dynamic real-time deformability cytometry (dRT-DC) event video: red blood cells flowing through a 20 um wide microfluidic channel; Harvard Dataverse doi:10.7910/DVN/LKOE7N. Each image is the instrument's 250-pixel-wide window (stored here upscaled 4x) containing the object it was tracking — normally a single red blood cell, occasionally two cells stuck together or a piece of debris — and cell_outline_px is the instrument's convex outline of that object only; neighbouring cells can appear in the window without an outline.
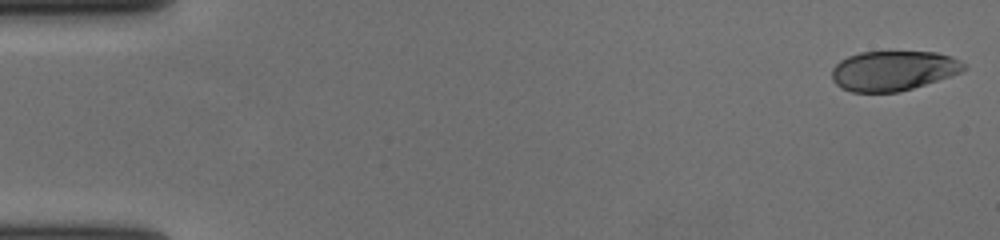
{"species": "human", "species_latin": "Homo sapiens", "temperature_condition": "cold", "stored_images_in_passage": 57, "camera_frame_rate_fps": 3000, "um_per_image_px": 0.085, "donor": {"sex": "female"}, "frame": {"image": 1, "passage_image": 1, "time_ms": 0.0, "image_size_px": [1000, 240], "cell_outline_px": [[968, 68], [960, 72], [900, 92], [852, 92], [840, 88], [832, 80], [832, 68], [840, 60], [848, 56], [860, 52], [936, 52], [952, 56], [960, 60]], "centroid_in_image_um": [75.89, 6.01], "position_along_channel_um": 9.1, "area_um2": 30.58}}
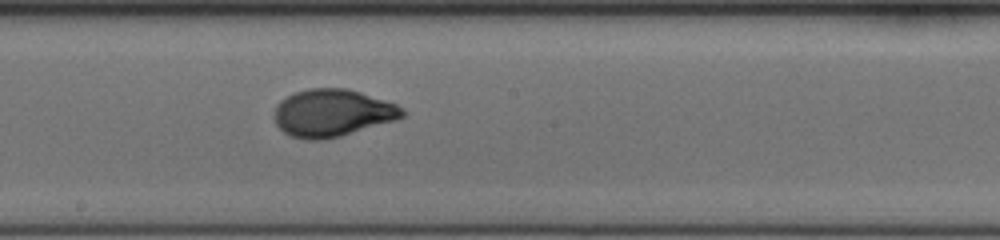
{"frame": {"image": 2, "passage_image": 32, "time_ms": 10.333, "image_size_px": [1000, 240], "cell_outline_px": [[408, 112], [404, 116], [396, 120], [340, 136], [324, 140], [304, 140], [292, 136], [284, 132], [276, 124], [272, 116], [276, 104], [280, 100], [296, 92], [308, 88], [344, 88], [360, 92], [396, 104], [404, 108]], "centroid_in_image_um": [28.24, 9.61], "position_along_channel_um": 220.0, "area_um2": 35.55}}
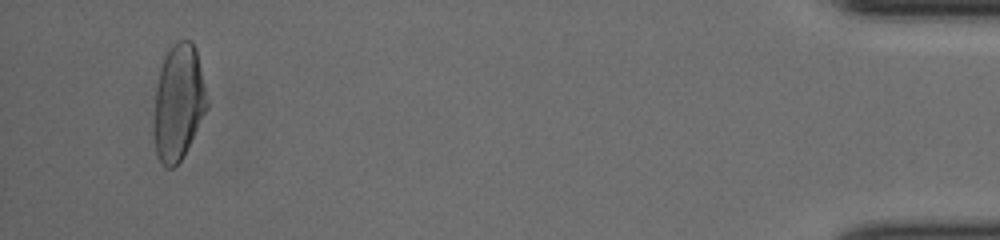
{"frame": {"image": 3, "passage_image": 55, "time_ms": 18.0, "image_size_px": [1000, 240], "cell_outline_px": [[208, 108], [180, 160], [172, 168], [168, 168], [160, 160], [156, 152], [152, 132], [156, 88], [160, 64], [168, 48], [176, 40], [192, 40], [196, 48], [208, 104]], "centroid_in_image_um": [15.13, 8.65], "position_along_channel_um": 420.1, "area_um2": 35.89}, "authors_computed_cell_mechanics": {"area_um2": 33.9864, "velocity_mm_per_s": 3.6196, "shape_relaxation_time_tau1_ms": 3.9478, "shape_relaxation_time_tau2_ms": null, "deformation_change_tau1": 0.177, "deformation_change_tau2": null}}